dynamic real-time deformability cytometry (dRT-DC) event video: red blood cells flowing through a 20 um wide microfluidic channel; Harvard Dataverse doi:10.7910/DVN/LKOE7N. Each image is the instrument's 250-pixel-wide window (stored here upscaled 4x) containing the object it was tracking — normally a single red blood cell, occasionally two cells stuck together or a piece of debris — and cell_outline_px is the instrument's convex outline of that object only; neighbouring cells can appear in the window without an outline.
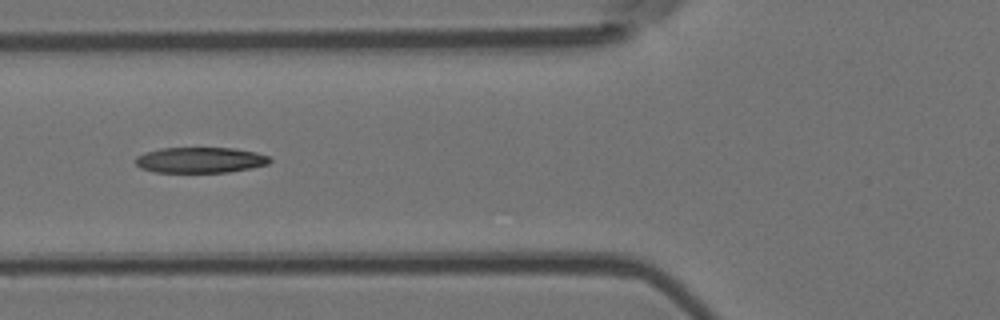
{"species": "Egyptian fruit bat (a non-hibernating species)", "species_latin": "Rousettus aegyptiacus", "temperature_condition": "room temperature", "stored_images_in_passage": 8, "camera_frame_rate_fps": 3000, "um_per_image_px": 0.085, "animal": {"sex": "female"}, "frame": {"image": 1, "passage_image": 6, "time_ms": 1.667, "image_size_px": [1000, 320], "cell_outline_px": [[272, 160], [268, 164], [252, 168], [228, 172], [156, 172], [140, 168], [136, 164], [136, 156], [144, 152], [160, 148], [236, 148], [256, 152], [268, 156]], "centroid_in_image_um": [17.02, 13.6], "position_along_channel_um": 108.8, "area_um2": 20.17}}
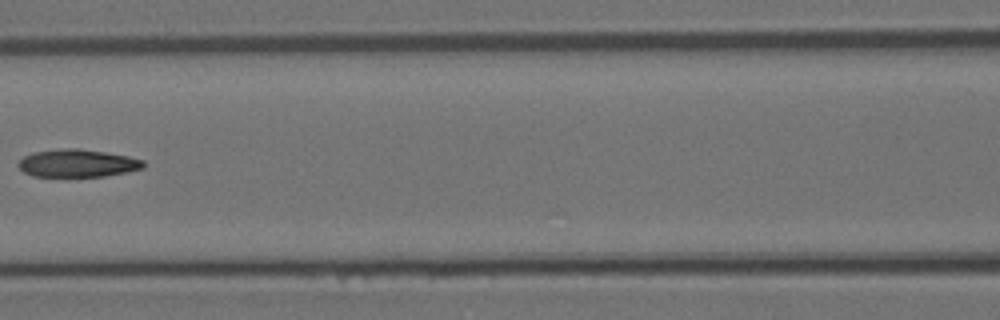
{"frame": {"image": 2, "passage_image": 7, "time_ms": 2.0, "image_size_px": [1000, 320], "cell_outline_px": [[144, 168], [128, 172], [104, 176], [32, 176], [24, 172], [16, 164], [24, 156], [32, 152], [64, 148], [80, 148], [128, 156], [144, 160]], "centroid_in_image_um": [6.58, 13.87], "position_along_channel_um": 160.0, "area_um2": 20.23}}
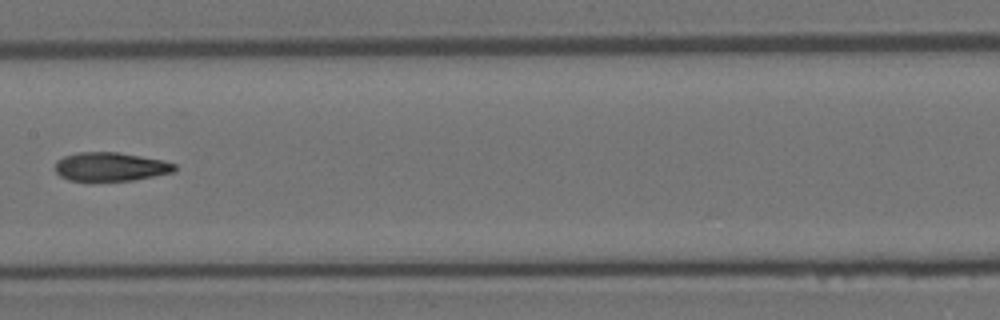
{"frame": {"image": 3, "passage_image": 8, "time_ms": 2.333, "image_size_px": [1000, 320], "cell_outline_px": [[176, 168], [172, 172], [132, 180], [68, 180], [60, 176], [56, 172], [56, 160], [64, 156], [80, 152], [116, 152], [164, 160], [176, 164]], "centroid_in_image_um": [9.38, 14.16], "position_along_channel_um": 198.0, "area_um2": 19.71}}